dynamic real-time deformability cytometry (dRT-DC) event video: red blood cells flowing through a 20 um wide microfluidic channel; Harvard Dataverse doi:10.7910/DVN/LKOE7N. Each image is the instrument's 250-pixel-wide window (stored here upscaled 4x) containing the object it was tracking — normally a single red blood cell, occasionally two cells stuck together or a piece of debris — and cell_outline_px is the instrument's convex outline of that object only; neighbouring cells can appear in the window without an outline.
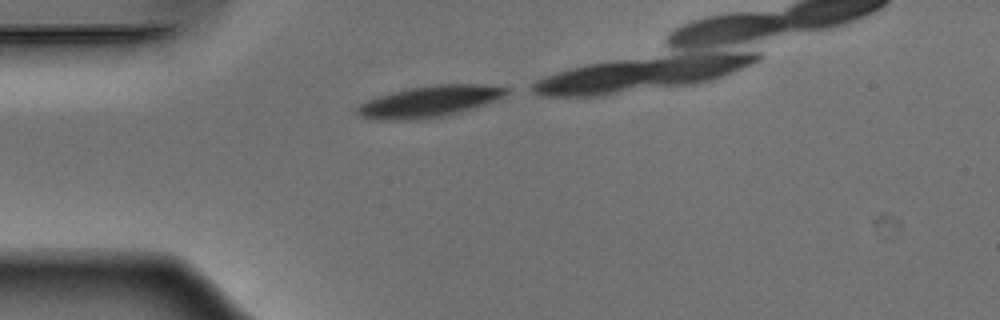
{"species": "Egyptian fruit bat (a non-hibernating species)", "species_latin": "Rousettus aegyptiacus", "temperature_condition": "warm", "stored_images_in_passage": 15, "camera_frame_rate_fps": 3000, "um_per_image_px": 0.085, "animal": {"sex": "male"}, "frame": {"image": 1, "passage_image": 1, "time_ms": 0.0, "image_size_px": [1000, 320], "cell_outline_px": [[508, 92], [504, 96], [496, 100], [460, 112], [440, 116], [416, 120], [376, 120], [360, 116], [356, 112], [356, 108], [360, 104], [368, 100], [392, 92], [408, 88], [436, 84], [484, 84], [508, 88]], "centroid_in_image_um": [36.49, 8.62], "position_along_channel_um": 48.5, "area_um2": 27.05}}
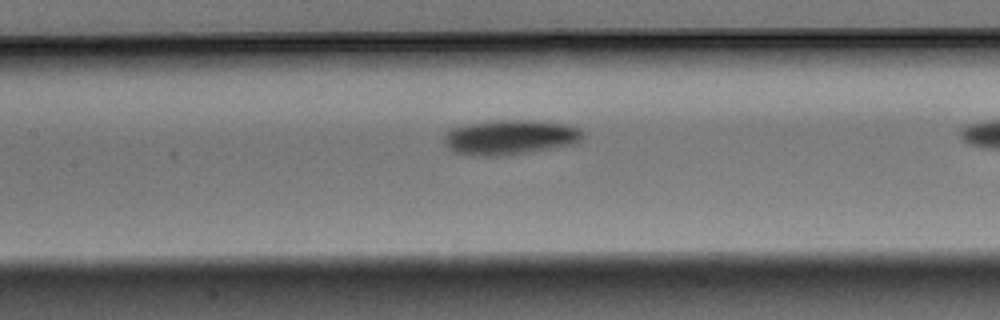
{"frame": {"image": 2, "passage_image": 11, "time_ms": 3.333, "image_size_px": [1000, 320], "cell_outline_px": [[584, 136], [576, 144], [500, 156], [484, 156], [456, 152], [448, 148], [444, 144], [444, 136], [452, 128], [464, 124], [496, 120], [524, 120], [564, 124], [576, 128]], "centroid_in_image_um": [43.31, 11.66], "position_along_channel_um": 164.1, "area_um2": 27.69}}